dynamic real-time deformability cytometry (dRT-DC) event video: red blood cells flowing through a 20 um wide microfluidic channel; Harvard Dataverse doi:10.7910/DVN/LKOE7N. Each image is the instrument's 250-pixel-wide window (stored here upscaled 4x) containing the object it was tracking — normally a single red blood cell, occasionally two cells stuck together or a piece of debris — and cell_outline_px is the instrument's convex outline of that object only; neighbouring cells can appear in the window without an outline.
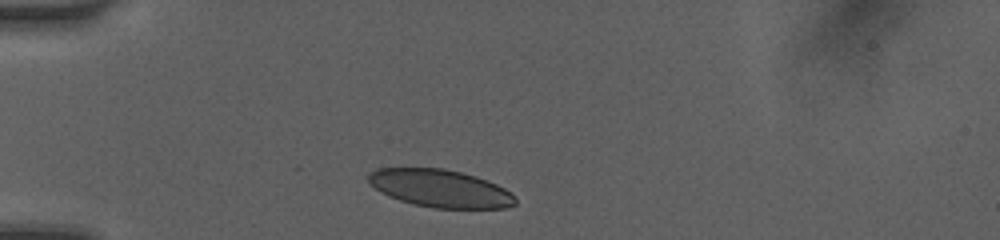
{"species": "human", "species_latin": "Homo sapiens", "temperature_condition": "room temperature", "stored_images_in_passage": 4, "camera_frame_rate_fps": 3000, "um_per_image_px": 0.085, "donor": {"sex": "female"}, "frame": {"image": 1, "passage_image": 1, "time_ms": 0.0, "image_size_px": [1000, 240], "cell_outline_px": [[516, 204], [504, 208], [432, 208], [412, 204], [388, 196], [380, 192], [368, 184], [368, 172], [376, 168], [444, 168], [476, 176], [496, 184], [512, 192], [516, 196]], "centroid_in_image_um": [37.39, 16.01], "position_along_channel_um": 47.6, "area_um2": 32.54}}
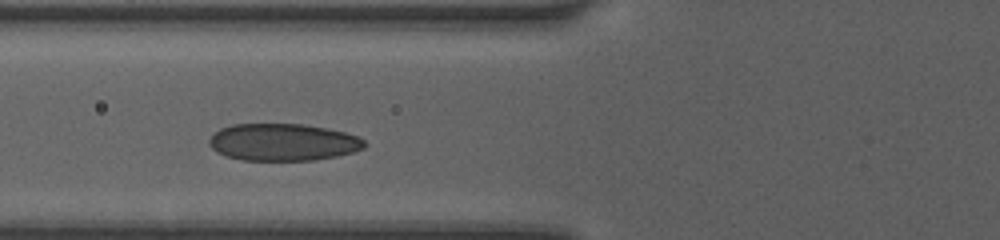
{"frame": {"image": 2, "passage_image": 3, "time_ms": 2.0, "image_size_px": [1000, 240], "cell_outline_px": [[368, 144], [364, 148], [352, 152], [336, 156], [312, 160], [240, 160], [216, 152], [208, 144], [208, 140], [220, 128], [232, 124], [304, 124], [344, 132], [360, 136]], "centroid_in_image_um": [24.06, 12.08], "position_along_channel_um": 101.7, "area_um2": 33.64}}